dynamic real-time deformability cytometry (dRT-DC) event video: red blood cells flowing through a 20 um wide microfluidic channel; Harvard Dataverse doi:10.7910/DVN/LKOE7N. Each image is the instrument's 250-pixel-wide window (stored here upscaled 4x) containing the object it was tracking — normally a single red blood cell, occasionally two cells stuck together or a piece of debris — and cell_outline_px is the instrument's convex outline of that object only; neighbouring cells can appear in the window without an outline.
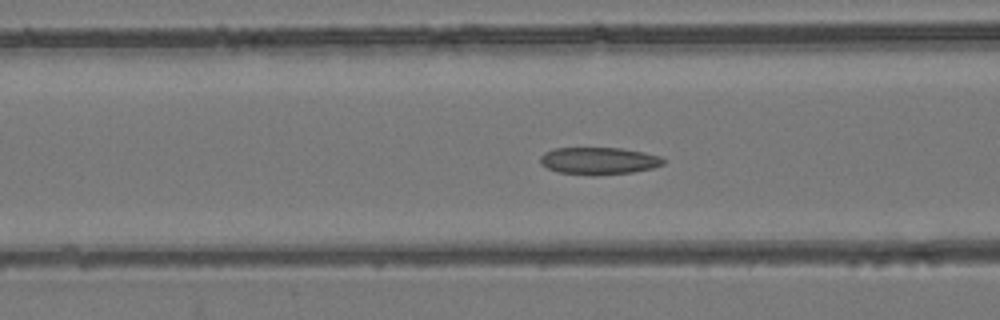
{"species": "common noctule bat (a hibernating species)", "species_latin": "Nyctalus noctula", "temperature_condition": "room temperature", "stored_images_in_passage": 54, "camera_frame_rate_fps": 3000, "um_per_image_px": 0.085, "animal": {"sex": "female", "body_mass_g": 24.6, "forearm_length_mm": 56.2}, "frame": {"image": 1, "passage_image": 22, "time_ms": 7.0, "image_size_px": [1000, 320], "cell_outline_px": [[664, 164], [652, 168], [632, 172], [596, 176], [592, 176], [560, 172], [548, 168], [540, 164], [540, 156], [544, 152], [552, 148], [620, 148], [644, 152], [660, 156], [664, 160]], "centroid_in_image_um": [50.88, 13.67], "position_along_channel_um": 115.7, "area_um2": 19.65}}
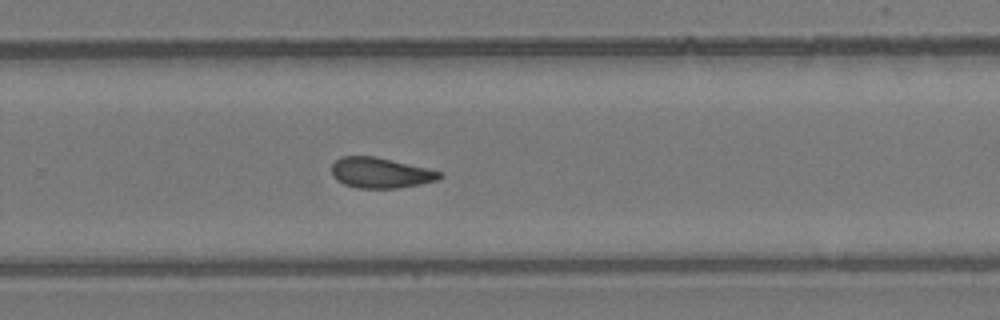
{"frame": {"image": 2, "passage_image": 36, "time_ms": 11.667, "image_size_px": [1000, 320], "cell_outline_px": [[444, 176], [440, 180], [420, 184], [396, 188], [356, 188], [344, 184], [336, 180], [332, 176], [332, 164], [340, 156], [372, 156], [392, 160], [428, 168], [440, 172]], "centroid_in_image_um": [32.34, 14.69], "position_along_channel_um": 297.5, "area_um2": 19.25}}
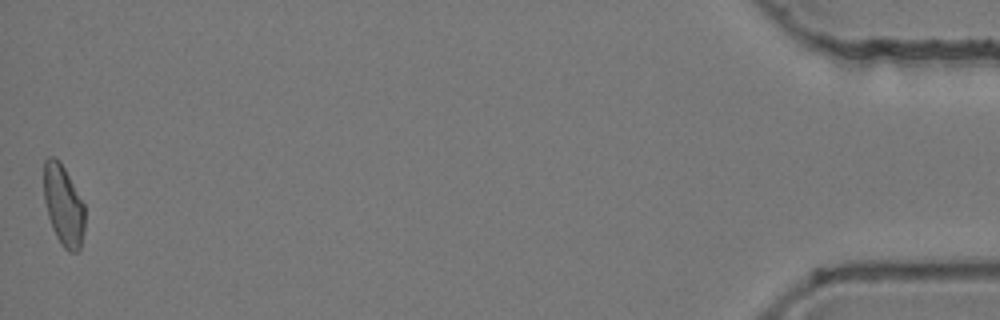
{"frame": {"image": 3, "passage_image": 54, "time_ms": 17.667, "image_size_px": [1000, 320], "cell_outline_px": [[84, 232], [80, 248], [76, 252], [68, 252], [60, 244], [52, 228], [48, 216], [44, 200], [44, 160], [48, 156], [52, 156], [60, 160], [84, 204]], "centroid_in_image_um": [5.38, 17.46], "position_along_channel_um": 429.8, "area_um2": 19.36}, "authors_computed_cell_mechanics": {"area_um2": 19.7387, "velocity_mm_per_s": 3.8989, "shape_relaxation_time_tau1_ms": null, "shape_relaxation_time_tau2_ms": 4.0658, "deformation_change_tau1": null, "deformation_change_tau2": 0.1122}}